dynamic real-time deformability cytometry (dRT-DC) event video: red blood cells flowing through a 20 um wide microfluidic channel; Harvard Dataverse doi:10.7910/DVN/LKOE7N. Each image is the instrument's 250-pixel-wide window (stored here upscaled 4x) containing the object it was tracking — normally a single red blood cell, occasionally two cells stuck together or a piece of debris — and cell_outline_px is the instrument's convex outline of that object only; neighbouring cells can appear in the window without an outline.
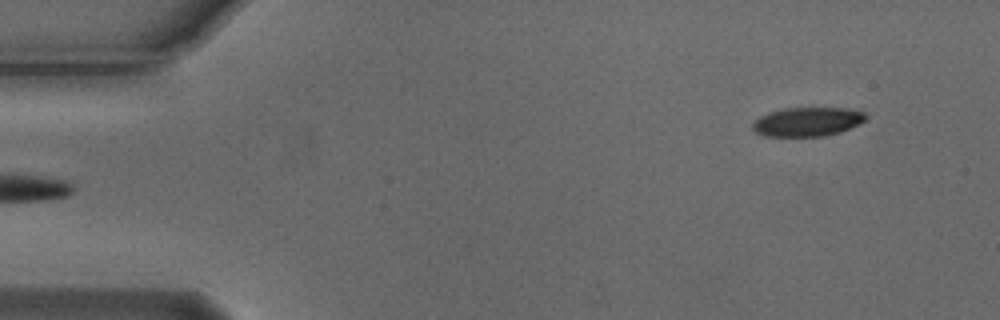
{"species": "Egyptian fruit bat (a non-hibernating species)", "species_latin": "Rousettus aegyptiacus", "temperature_condition": "cold", "stored_images_in_passage": 6, "segment_of_instrument_passage": [2, 2], "camera_frame_rate_fps": 3000, "um_per_image_px": 0.085, "animal": {"sex": "male"}, "frame": {"image": 1, "passage_image": 6, "time_ms": 1.667, "image_size_px": [1000, 320], "cell_outline_px": [[868, 116], [860, 124], [840, 132], [824, 136], [764, 136], [756, 132], [752, 128], [752, 124], [760, 116], [768, 112], [788, 108], [844, 108], [864, 112]], "centroid_in_image_um": [68.64, 10.35], "position_along_channel_um": 16.4, "area_um2": 19.07}}